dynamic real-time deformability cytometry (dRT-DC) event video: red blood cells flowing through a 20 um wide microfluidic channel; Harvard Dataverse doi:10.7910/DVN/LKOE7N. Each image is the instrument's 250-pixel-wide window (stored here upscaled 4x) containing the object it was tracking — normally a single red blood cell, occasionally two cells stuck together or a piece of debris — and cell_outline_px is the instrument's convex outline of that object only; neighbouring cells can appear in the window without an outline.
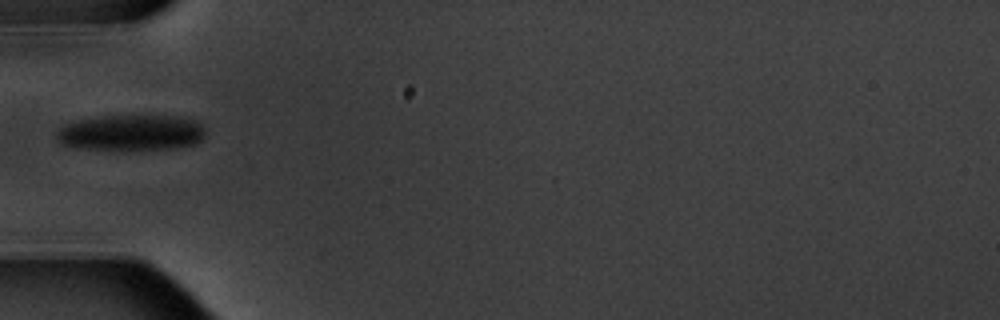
{"species": "common noctule bat (a hibernating species)", "species_latin": "Nyctalus noctula", "temperature_condition": "warm", "stored_images_in_passage": 6, "camera_frame_rate_fps": 3000, "um_per_image_px": 0.085, "animal": {"sex": "male", "body_mass_g": 20.1, "forearm_length_mm": 53.5}, "frame": {"image": 1, "passage_image": 6, "time_ms": 6.667, "image_size_px": [1000, 320], "cell_outline_px": [[204, 136], [196, 144], [172, 148], [88, 148], [64, 144], [56, 136], [60, 128], [64, 124], [80, 120], [104, 116], [176, 116], [192, 120], [200, 124], [204, 128]], "centroid_in_image_um": [11.2, 11.25], "position_along_channel_um": 73.8, "area_um2": 29.94}}